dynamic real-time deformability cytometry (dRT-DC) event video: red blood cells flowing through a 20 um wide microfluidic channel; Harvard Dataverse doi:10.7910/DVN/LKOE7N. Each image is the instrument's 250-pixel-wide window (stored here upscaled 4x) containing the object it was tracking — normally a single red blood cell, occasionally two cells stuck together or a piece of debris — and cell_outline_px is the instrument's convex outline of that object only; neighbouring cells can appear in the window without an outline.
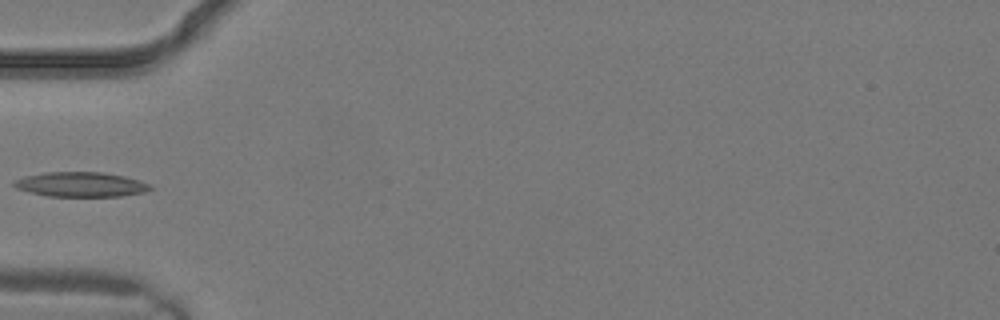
{"species": "common noctule bat (a hibernating species)", "species_latin": "Nyctalus noctula", "temperature_condition": "warm", "stored_images_in_passage": 2, "camera_frame_rate_fps": 3000, "um_per_image_px": 0.085, "animal": {"sex": "male", "body_mass_g": 19.2, "forearm_length_mm": 51.8}, "frame": {"image": 1, "passage_image": 2, "time_ms": 0.333, "image_size_px": [1000, 320], "cell_outline_px": [[152, 188], [144, 192], [120, 196], [48, 196], [16, 188], [12, 184], [12, 180], [24, 176], [44, 172], [104, 172], [124, 176], [140, 180], [152, 184]], "centroid_in_image_um": [6.87, 15.66], "position_along_channel_um": 78.1, "area_um2": 19.71}}